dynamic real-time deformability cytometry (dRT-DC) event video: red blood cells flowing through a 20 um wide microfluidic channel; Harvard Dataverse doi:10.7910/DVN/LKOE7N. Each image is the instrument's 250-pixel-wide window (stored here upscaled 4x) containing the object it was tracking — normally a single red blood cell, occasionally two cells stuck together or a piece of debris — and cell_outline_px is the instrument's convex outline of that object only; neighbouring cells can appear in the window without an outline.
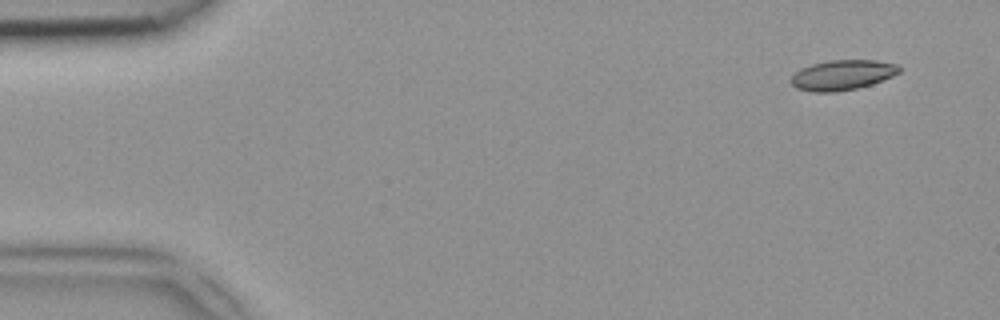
{"species": "common noctule bat (a hibernating species)", "species_latin": "Nyctalus noctula", "temperature_condition": "room temperature", "stored_images_in_passage": 49, "camera_frame_rate_fps": 3000, "um_per_image_px": 0.085, "animal": {"sex": "female", "body_mass_g": 18.4}, "frame": {"image": 1, "passage_image": 4, "time_ms": 1.0, "image_size_px": [1000, 320], "cell_outline_px": [[900, 72], [892, 76], [872, 84], [856, 88], [836, 92], [812, 92], [796, 88], [792, 84], [792, 76], [800, 68], [812, 64], [828, 60], [876, 60], [900, 64]], "centroid_in_image_um": [71.62, 6.37], "position_along_channel_um": 13.4, "area_um2": 19.02}}
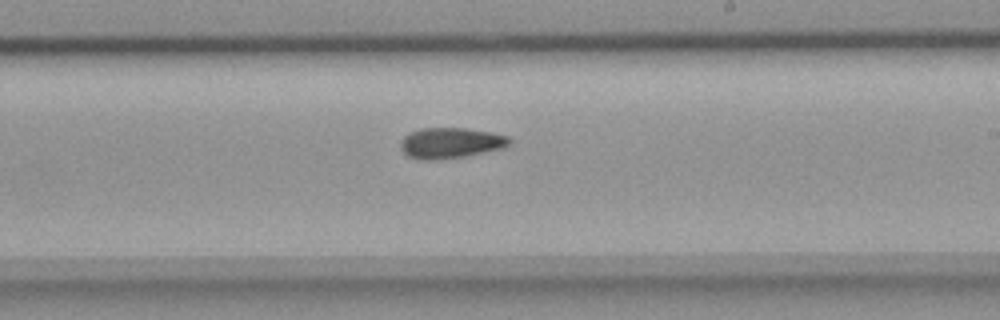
{"frame": {"image": 2, "passage_image": 29, "time_ms": 9.333, "image_size_px": [1000, 320], "cell_outline_px": [[512, 140], [508, 144], [500, 148], [484, 152], [464, 156], [432, 160], [420, 160], [408, 156], [400, 148], [400, 140], [408, 132], [420, 128], [464, 128], [492, 132], [508, 136]], "centroid_in_image_um": [38.24, 12.14], "position_along_channel_um": 250.8, "area_um2": 19.42}}
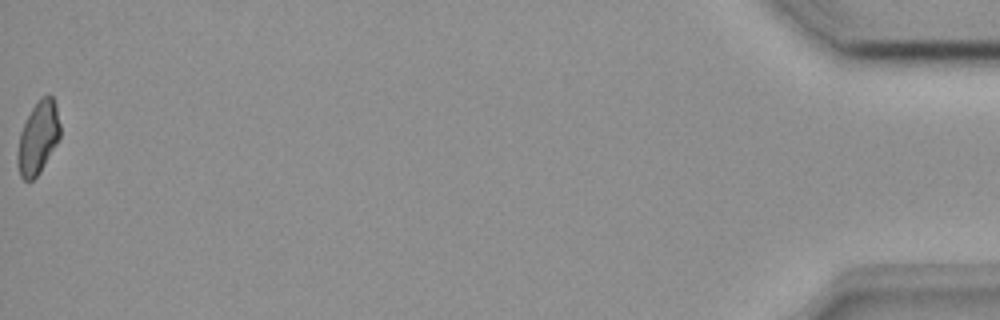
{"frame": {"image": 3, "passage_image": 49, "time_ms": 16.0, "image_size_px": [1000, 320], "cell_outline_px": [[60, 136], [56, 144], [40, 172], [32, 180], [24, 180], [20, 176], [16, 164], [16, 156], [20, 132], [32, 108], [40, 96], [48, 92], [52, 96], [56, 104], [60, 124]], "centroid_in_image_um": [3.23, 11.68], "position_along_channel_um": 432.0, "area_um2": 18.15}}